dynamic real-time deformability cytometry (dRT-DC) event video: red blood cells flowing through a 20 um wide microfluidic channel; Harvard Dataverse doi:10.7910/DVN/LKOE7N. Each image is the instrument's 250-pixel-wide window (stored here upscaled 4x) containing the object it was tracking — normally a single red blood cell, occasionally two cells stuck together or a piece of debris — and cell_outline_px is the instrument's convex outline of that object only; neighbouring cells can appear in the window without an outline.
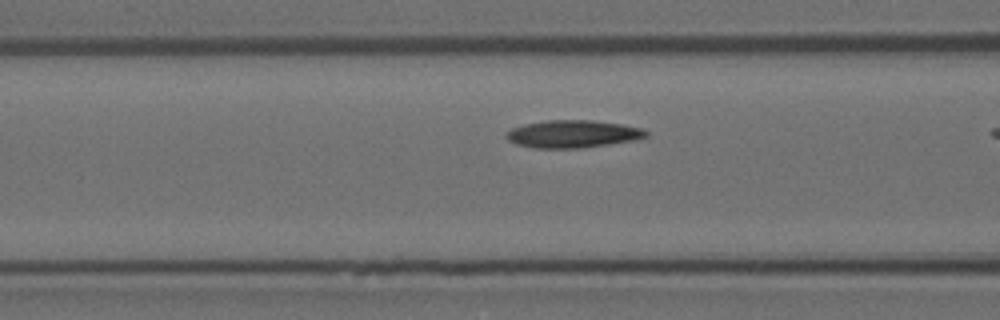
{"species": "Egyptian fruit bat (a non-hibernating species)", "species_latin": "Rousettus aegyptiacus", "temperature_condition": "room temperature", "stored_images_in_passage": 15, "camera_frame_rate_fps": 3000, "um_per_image_px": 0.085, "animal": {"sex": "female"}, "frame": {"image": 1, "passage_image": 13, "time_ms": 4.0, "image_size_px": [1000, 320], "cell_outline_px": [[648, 136], [636, 140], [584, 148], [532, 148], [516, 144], [508, 140], [504, 136], [512, 128], [524, 124], [544, 120], [592, 120], [620, 124], [644, 128], [648, 132]], "centroid_in_image_um": [48.7, 11.39], "position_along_channel_um": 117.9, "area_um2": 22.66}}